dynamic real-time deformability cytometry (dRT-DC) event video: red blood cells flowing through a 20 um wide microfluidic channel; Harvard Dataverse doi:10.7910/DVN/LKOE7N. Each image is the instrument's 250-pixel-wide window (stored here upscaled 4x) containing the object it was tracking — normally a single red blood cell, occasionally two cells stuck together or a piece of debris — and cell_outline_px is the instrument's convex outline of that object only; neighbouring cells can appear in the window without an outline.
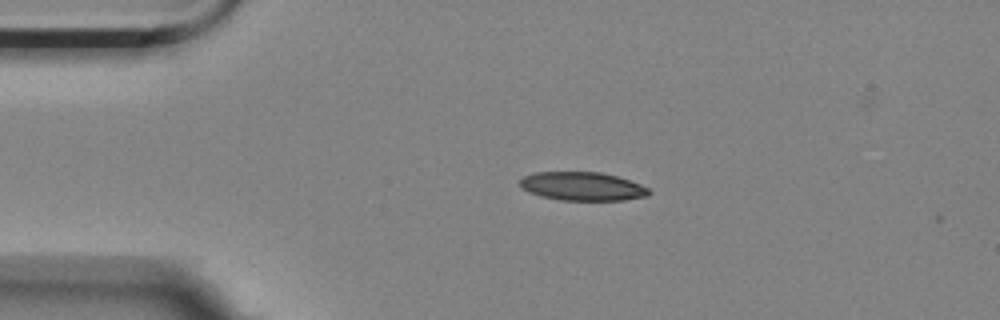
{"species": "Egyptian fruit bat (a non-hibernating species)", "species_latin": "Rousettus aegyptiacus", "temperature_condition": "room temperature", "stored_images_in_passage": 2, "camera_frame_rate_fps": 3000, "um_per_image_px": 0.085, "animal": {"sex": "female"}, "frame": {"image": 1, "passage_image": 1, "time_ms": 0.0, "image_size_px": [1000, 320], "cell_outline_px": [[652, 192], [648, 196], [624, 200], [560, 200], [540, 196], [528, 192], [520, 188], [520, 180], [524, 176], [536, 172], [600, 172], [620, 176], [640, 184], [648, 188]], "centroid_in_image_um": [49.52, 15.83], "position_along_channel_um": 35.5, "area_um2": 21.68}}